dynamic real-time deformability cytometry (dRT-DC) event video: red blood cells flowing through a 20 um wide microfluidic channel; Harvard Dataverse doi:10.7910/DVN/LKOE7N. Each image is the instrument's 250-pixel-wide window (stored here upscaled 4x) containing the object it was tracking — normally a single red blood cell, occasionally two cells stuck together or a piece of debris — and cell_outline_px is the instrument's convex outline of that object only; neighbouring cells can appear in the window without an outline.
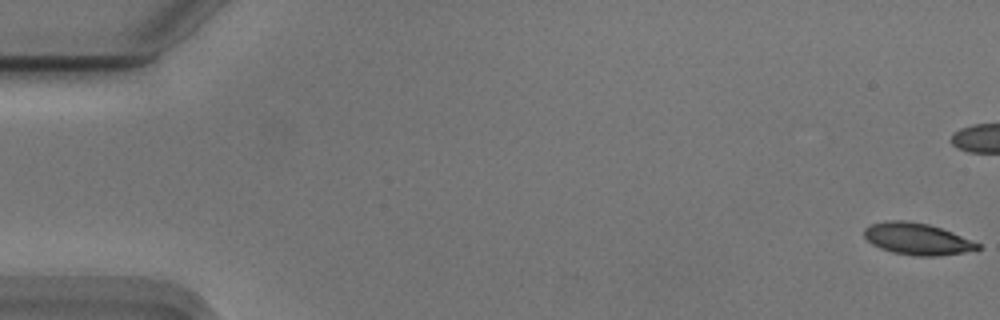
{"species": "Egyptian fruit bat (a non-hibernating species)", "species_latin": "Rousettus aegyptiacus", "temperature_condition": "cold", "stored_images_in_passage": 56, "camera_frame_rate_fps": 3000, "um_per_image_px": 0.085, "animal": {"sex": "male"}, "frame": {"image": 1, "passage_image": 1, "time_ms": 0.0, "image_size_px": [1000, 320], "cell_outline_px": [[980, 248], [976, 252], [936, 256], [916, 256], [892, 252], [880, 248], [872, 244], [864, 236], [864, 228], [872, 224], [888, 220], [904, 220], [928, 224], [952, 232], [980, 244]], "centroid_in_image_um": [77.99, 20.32], "position_along_channel_um": 7.0, "area_um2": 21.1}}
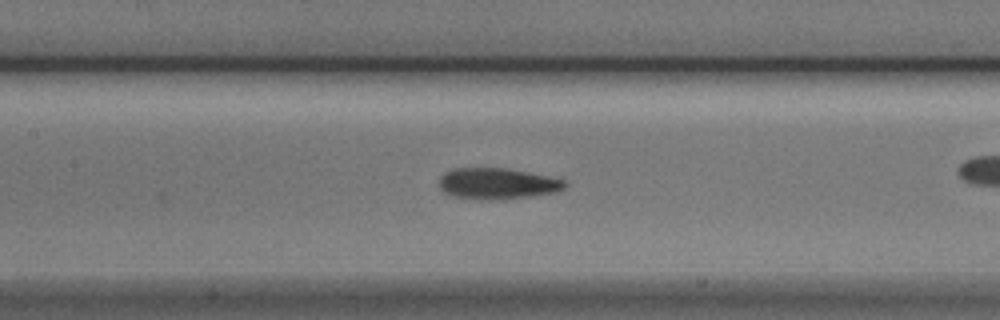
{"frame": {"image": 2, "passage_image": 26, "time_ms": 8.333, "image_size_px": [1000, 320], "cell_outline_px": [[568, 184], [564, 188], [556, 192], [536, 196], [492, 200], [488, 200], [452, 196], [444, 192], [440, 188], [440, 176], [444, 172], [456, 168], [504, 168], [528, 172], [548, 176], [564, 180]], "centroid_in_image_um": [42.29, 15.61], "position_along_channel_um": 165.1, "area_um2": 22.83}}
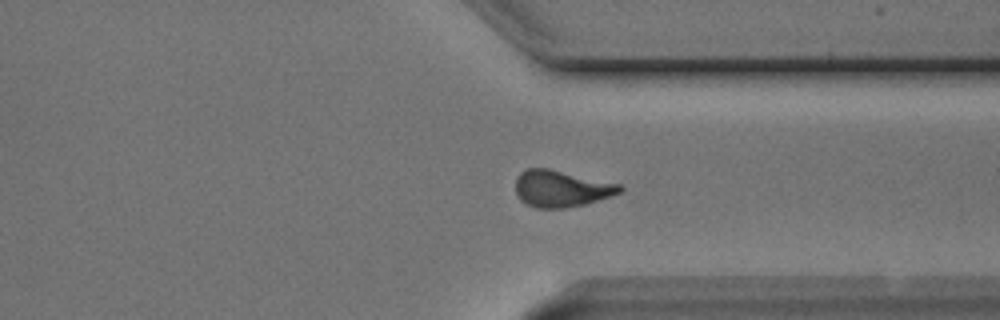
{"frame": {"image": 3, "passage_image": 42, "time_ms": 13.667, "image_size_px": [1000, 320], "cell_outline_px": [[624, 188], [620, 192], [612, 196], [584, 204], [564, 208], [536, 208], [520, 200], [516, 192], [516, 176], [520, 172], [528, 168], [548, 168], [620, 184]], "centroid_in_image_um": [47.69, 16.03], "position_along_channel_um": 363.7, "area_um2": 22.2}}